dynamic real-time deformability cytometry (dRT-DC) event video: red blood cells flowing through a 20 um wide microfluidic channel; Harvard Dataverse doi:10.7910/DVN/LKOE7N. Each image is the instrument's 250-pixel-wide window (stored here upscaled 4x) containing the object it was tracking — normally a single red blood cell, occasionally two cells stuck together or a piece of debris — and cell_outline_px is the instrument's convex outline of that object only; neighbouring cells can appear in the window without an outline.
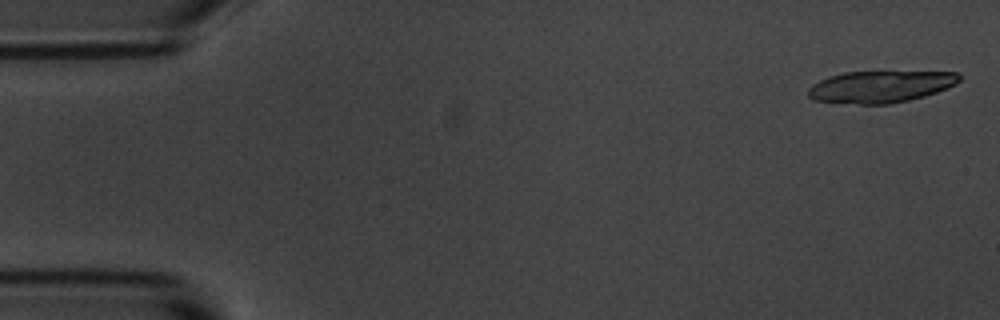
{"species": "common noctule bat (a hibernating species)", "species_latin": "Nyctalus noctula", "temperature_condition": "room temperature", "stored_images_in_passage": 5, "camera_frame_rate_fps": 3000, "um_per_image_px": 0.085, "animal": {"sex": "male", "body_mass_g": 20.1, "forearm_length_mm": 53.5}, "frame": {"image": 1, "passage_image": 1, "time_ms": 0.0, "image_size_px": [1000, 320], "cell_outline_px": [[960, 80], [956, 84], [948, 88], [924, 96], [908, 100], [888, 104], [860, 104], [816, 100], [808, 96], [808, 88], [812, 84], [828, 76], [844, 72], [956, 72], [960, 76]], "centroid_in_image_um": [74.83, 7.36], "position_along_channel_um": 10.2, "area_um2": 27.8}}